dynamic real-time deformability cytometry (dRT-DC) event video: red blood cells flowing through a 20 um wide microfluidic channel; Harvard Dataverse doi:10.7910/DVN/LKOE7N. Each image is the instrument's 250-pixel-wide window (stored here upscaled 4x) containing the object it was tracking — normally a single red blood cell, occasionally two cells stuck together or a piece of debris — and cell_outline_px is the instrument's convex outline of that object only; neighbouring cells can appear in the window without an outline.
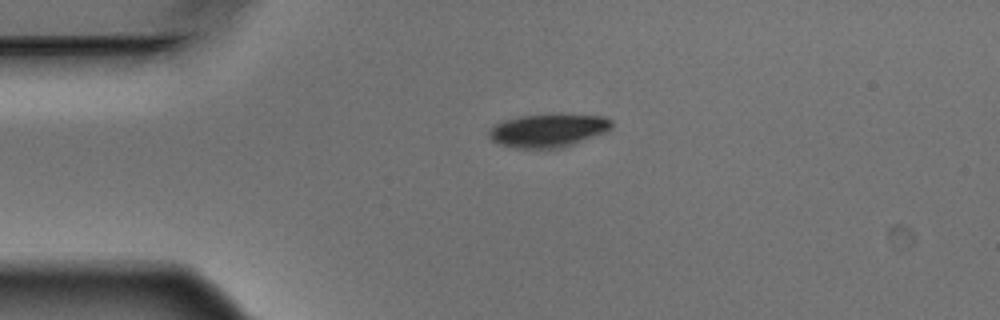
{"species": "Egyptian fruit bat (a non-hibernating species)", "species_latin": "Rousettus aegyptiacus", "temperature_condition": "warm", "stored_images_in_passage": 3, "camera_frame_rate_fps": 3000, "um_per_image_px": 0.085, "animal": {"sex": "male"}, "frame": {"image": 1, "passage_image": 3, "time_ms": 0.667, "image_size_px": [1000, 320], "cell_outline_px": [[612, 128], [604, 132], [564, 148], [516, 148], [500, 144], [492, 140], [488, 136], [488, 132], [496, 124], [504, 120], [520, 116], [604, 116], [612, 120]], "centroid_in_image_um": [46.58, 11.12], "position_along_channel_um": 38.4, "area_um2": 23.06}}